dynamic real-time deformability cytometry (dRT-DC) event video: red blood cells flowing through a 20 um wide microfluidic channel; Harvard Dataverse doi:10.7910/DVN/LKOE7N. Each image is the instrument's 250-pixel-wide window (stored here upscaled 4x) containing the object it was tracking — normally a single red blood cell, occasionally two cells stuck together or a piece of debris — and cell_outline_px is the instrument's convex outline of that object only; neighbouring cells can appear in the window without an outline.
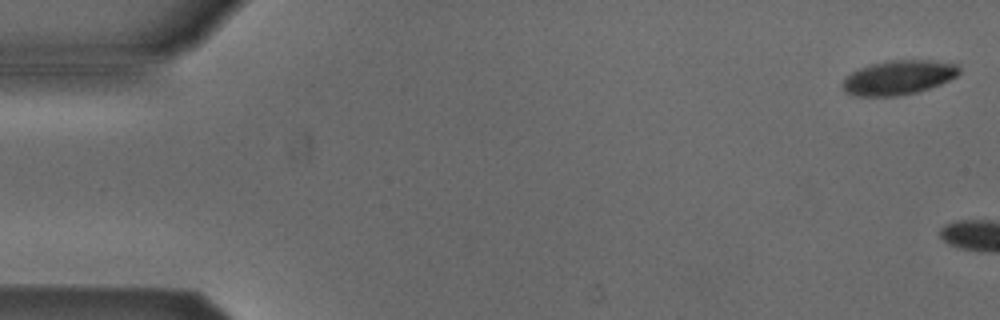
{"species": "Egyptian fruit bat (a non-hibernating species)", "species_latin": "Rousettus aegyptiacus", "temperature_condition": "cold", "stored_images_in_passage": 6, "camera_frame_rate_fps": 3000, "um_per_image_px": 0.085, "animal": {"sex": "male"}, "frame": {"image": 1, "passage_image": 1, "time_ms": 0.0, "image_size_px": [1000, 320], "cell_outline_px": [[960, 72], [956, 76], [940, 84], [916, 92], [900, 96], [856, 96], [848, 92], [840, 84], [852, 72], [860, 68], [872, 64], [888, 60], [932, 60], [956, 64], [960, 68]], "centroid_in_image_um": [76.38, 6.58], "position_along_channel_um": 8.6, "area_um2": 23.12}}
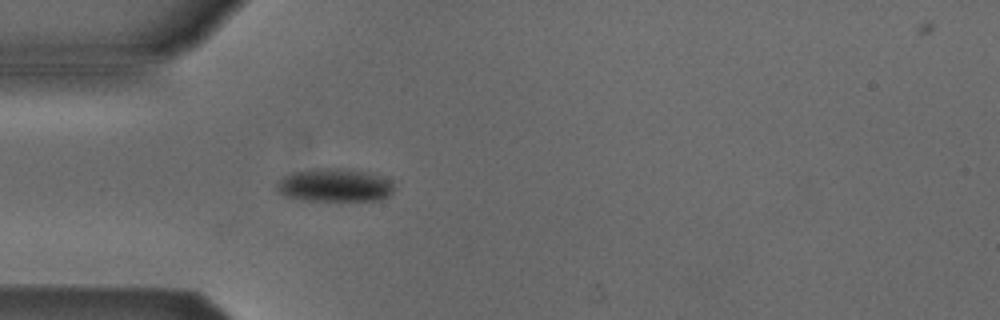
{"frame": {"image": 2, "passage_image": 6, "time_ms": 6.0, "image_size_px": [1000, 320], "cell_outline_px": [[392, 192], [388, 196], [380, 200], [300, 200], [284, 196], [276, 188], [276, 184], [284, 176], [292, 172], [312, 168], [340, 168], [368, 172], [392, 180]], "centroid_in_image_um": [28.42, 15.73], "position_along_channel_um": 56.6, "area_um2": 22.72}}